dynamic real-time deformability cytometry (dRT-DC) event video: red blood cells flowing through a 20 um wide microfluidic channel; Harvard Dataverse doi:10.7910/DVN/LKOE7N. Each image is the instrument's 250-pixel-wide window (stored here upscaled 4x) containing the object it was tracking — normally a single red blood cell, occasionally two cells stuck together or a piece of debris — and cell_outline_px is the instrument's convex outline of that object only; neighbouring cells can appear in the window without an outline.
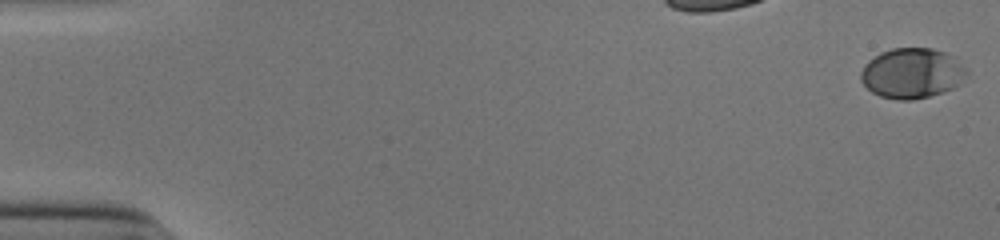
{"species": "human", "species_latin": "Homo sapiens", "temperature_condition": "cold", "stored_images_in_passage": 49, "camera_frame_rate_fps": 3000, "um_per_image_px": 0.085, "donor": {"sex": "male"}, "frame": {"image": 1, "passage_image": 1, "time_ms": 0.0, "image_size_px": [1000, 240], "cell_outline_px": [[968, 72], [960, 84], [952, 88], [928, 96], [912, 100], [896, 100], [880, 96], [872, 92], [860, 80], [860, 72], [864, 64], [868, 60], [880, 52], [892, 48], [932, 48], [956, 56], [968, 68]], "centroid_in_image_um": [77.53, 6.21], "position_along_channel_um": 7.5, "area_um2": 31.33}}
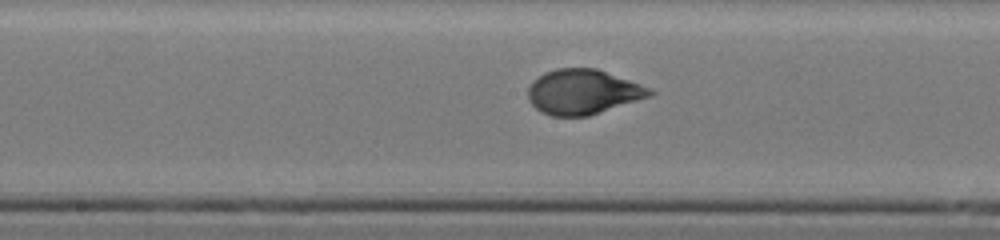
{"frame": {"image": 2, "passage_image": 29, "time_ms": 9.333, "image_size_px": [1000, 240], "cell_outline_px": [[656, 92], [648, 96], [588, 116], [552, 116], [540, 112], [528, 100], [528, 88], [532, 80], [544, 72], [556, 68], [596, 68], [652, 88]], "centroid_in_image_um": [49.5, 7.8], "position_along_channel_um": 198.7, "area_um2": 31.73}}
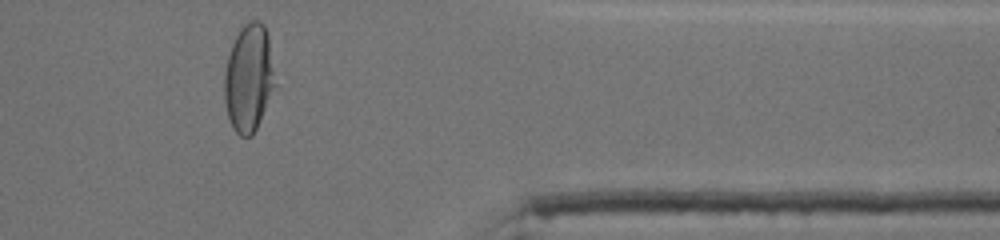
{"frame": {"image": 3, "passage_image": 45, "time_ms": 14.667, "image_size_px": [1000, 240], "cell_outline_px": [[276, 84], [260, 120], [252, 136], [240, 136], [232, 128], [228, 120], [224, 100], [224, 76], [228, 56], [232, 44], [240, 28], [244, 24], [252, 20], [260, 20], [264, 24], [268, 36]], "centroid_in_image_um": [21.13, 6.64], "position_along_channel_um": 390.3, "area_um2": 31.79}, "authors_computed_cell_mechanics": {"area_um2": 31.3854, "velocity_mm_per_s": 3.897, "shape_relaxation_time_tau1_ms": 4.5792, "shape_relaxation_time_tau2_ms": null, "deformation_change_tau1": 0.2025, "deformation_change_tau2": null}}